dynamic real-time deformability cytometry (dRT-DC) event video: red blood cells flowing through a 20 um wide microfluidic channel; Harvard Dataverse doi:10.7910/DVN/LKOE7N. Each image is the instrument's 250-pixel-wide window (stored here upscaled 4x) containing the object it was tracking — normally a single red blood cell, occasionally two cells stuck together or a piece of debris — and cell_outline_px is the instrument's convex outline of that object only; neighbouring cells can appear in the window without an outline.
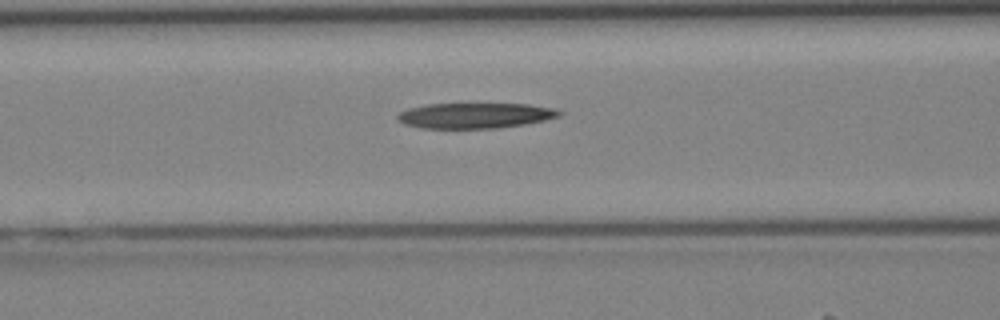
{"species": "Egyptian fruit bat (a non-hibernating species)", "species_latin": "Rousettus aegyptiacus", "temperature_condition": "cold", "stored_images_in_passage": 27, "camera_frame_rate_fps": 3000, "um_per_image_px": 0.085, "animal": {"sex": "female"}, "frame": {"image": 1, "passage_image": 8, "time_ms": 2.333, "image_size_px": [1000, 320], "cell_outline_px": [[564, 112], [560, 116], [544, 120], [524, 124], [496, 128], [420, 128], [404, 124], [396, 116], [400, 112], [408, 108], [428, 104], [528, 104], [552, 108]], "centroid_in_image_um": [40.37, 9.82], "position_along_channel_um": 126.2, "area_um2": 23.81}}
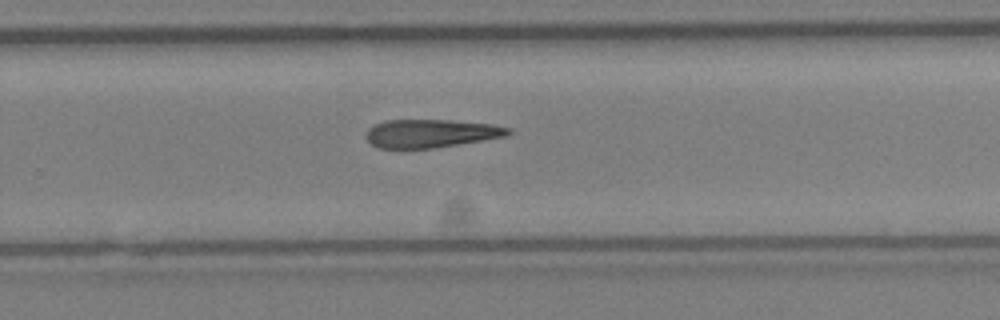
{"frame": {"image": 2, "passage_image": 18, "time_ms": 5.667, "image_size_px": [1000, 320], "cell_outline_px": [[512, 132], [504, 136], [432, 148], [376, 148], [368, 140], [368, 128], [384, 120], [448, 120], [492, 124], [508, 128]], "centroid_in_image_um": [36.59, 11.33], "position_along_channel_um": 293.2, "area_um2": 22.89}}
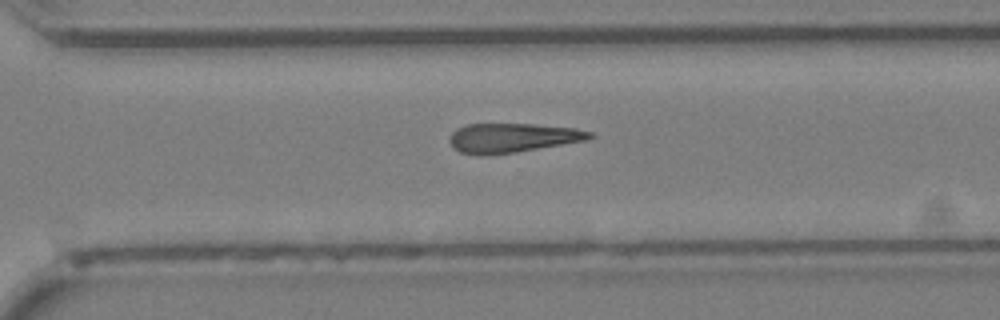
{"frame": {"image": 3, "passage_image": 20, "time_ms": 6.333, "image_size_px": [1000, 320], "cell_outline_px": [[596, 136], [588, 140], [516, 152], [460, 152], [448, 140], [452, 132], [456, 128], [468, 124], [532, 124], [576, 128], [592, 132]], "centroid_in_image_um": [43.66, 11.67], "position_along_channel_um": 326.9, "area_um2": 23.18}}